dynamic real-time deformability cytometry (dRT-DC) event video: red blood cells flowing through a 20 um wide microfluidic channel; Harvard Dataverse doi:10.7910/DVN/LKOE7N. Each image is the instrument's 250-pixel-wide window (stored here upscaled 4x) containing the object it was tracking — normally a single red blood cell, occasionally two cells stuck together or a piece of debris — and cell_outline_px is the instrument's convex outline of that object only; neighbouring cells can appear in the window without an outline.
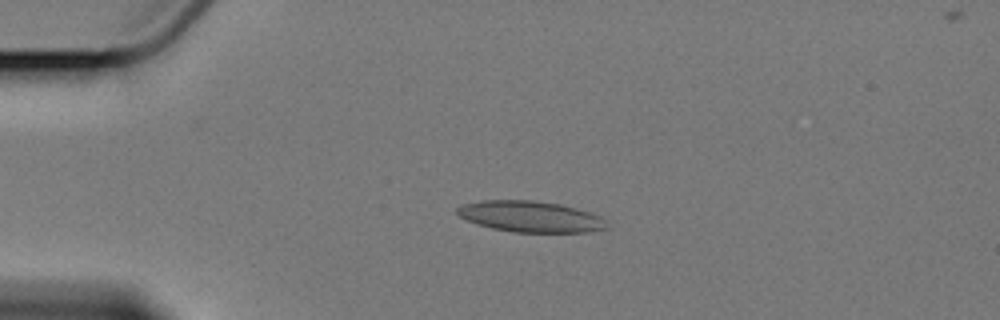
{"species": "Egyptian fruit bat (a non-hibernating species)", "species_latin": "Rousettus aegyptiacus", "temperature_condition": "cold", "stored_images_in_passage": 6, "camera_frame_rate_fps": 3000, "um_per_image_px": 0.085, "animal": {"sex": "female"}, "frame": {"image": 1, "passage_image": 4, "time_ms": 3.667, "image_size_px": [1000, 320], "cell_outline_px": [[608, 228], [588, 232], [512, 232], [492, 228], [476, 224], [460, 216], [456, 212], [456, 208], [464, 204], [484, 200], [532, 200], [560, 204], [592, 212], [600, 216], [604, 220]], "centroid_in_image_um": [45.1, 18.41], "position_along_channel_um": 39.9, "area_um2": 27.05}}